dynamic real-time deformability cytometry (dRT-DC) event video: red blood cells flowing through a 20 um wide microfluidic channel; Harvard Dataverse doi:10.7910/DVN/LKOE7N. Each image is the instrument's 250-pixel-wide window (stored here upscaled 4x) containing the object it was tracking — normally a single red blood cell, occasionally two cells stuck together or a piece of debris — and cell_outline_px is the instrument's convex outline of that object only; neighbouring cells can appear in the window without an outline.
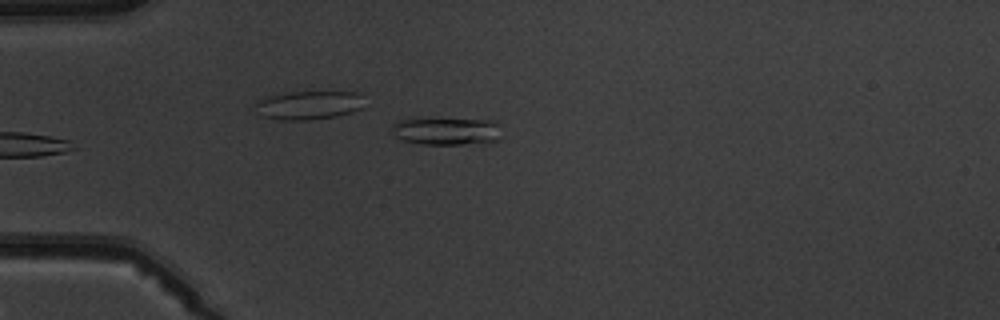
{"species": "common noctule bat (a hibernating species)", "species_latin": "Nyctalus noctula", "temperature_condition": "warm", "stored_images_in_passage": 3, "camera_frame_rate_fps": 3000, "um_per_image_px": 0.085, "animal": {"sex": "male", "body_mass_g": 19.5, "forearm_length_mm": 54.6}, "frame": {"image": 1, "passage_image": 3, "time_ms": 2.333, "image_size_px": [1000, 320], "cell_outline_px": [[500, 140], [460, 144], [424, 144], [404, 140], [396, 136], [392, 132], [392, 124], [396, 120], [496, 120], [500, 124]], "centroid_in_image_um": [38.0, 11.15], "position_along_channel_um": 47.0, "area_um2": 17.11}}